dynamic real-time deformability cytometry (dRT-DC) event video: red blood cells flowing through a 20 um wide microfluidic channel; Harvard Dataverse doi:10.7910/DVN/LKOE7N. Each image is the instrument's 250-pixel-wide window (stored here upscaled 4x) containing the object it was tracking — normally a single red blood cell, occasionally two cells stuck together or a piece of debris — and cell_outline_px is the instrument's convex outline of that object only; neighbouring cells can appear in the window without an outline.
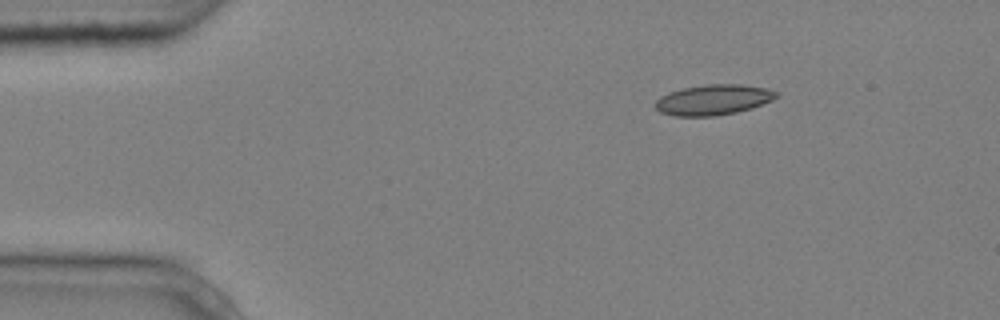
{"species": "common noctule bat (a hibernating species)", "species_latin": "Nyctalus noctula", "temperature_condition": "cold", "stored_images_in_passage": 3, "camera_frame_rate_fps": 3000, "um_per_image_px": 0.085, "animal": {"sex": "male", "body_mass_g": 20.4}, "frame": {"image": 1, "passage_image": 1, "time_ms": 0.0, "image_size_px": [1000, 320], "cell_outline_px": [[780, 96], [772, 100], [752, 108], [736, 112], [716, 116], [676, 116], [660, 112], [656, 108], [656, 100], [660, 96], [668, 92], [684, 88], [708, 84], [740, 84], [764, 88], [776, 92]], "centroid_in_image_um": [60.63, 8.48], "position_along_channel_um": 24.4, "area_um2": 21.33}}